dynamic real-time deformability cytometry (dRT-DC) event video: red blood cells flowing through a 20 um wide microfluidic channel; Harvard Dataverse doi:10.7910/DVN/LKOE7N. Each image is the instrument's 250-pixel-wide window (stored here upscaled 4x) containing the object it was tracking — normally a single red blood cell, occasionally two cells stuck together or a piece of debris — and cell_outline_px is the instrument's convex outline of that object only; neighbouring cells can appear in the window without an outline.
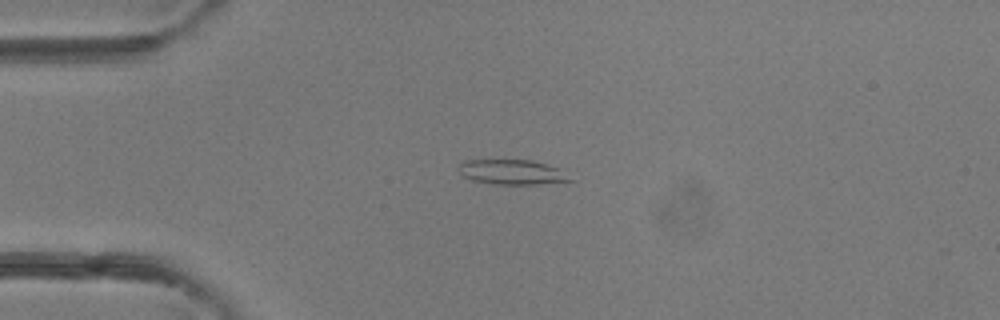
{"species": "common noctule bat (a hibernating species)", "species_latin": "Nyctalus noctula", "temperature_condition": "room temperature", "stored_images_in_passage": 4, "camera_frame_rate_fps": 3000, "um_per_image_px": 0.085, "animal": {"sex": "female"}, "frame": {"image": 1, "passage_image": 3, "time_ms": 2.333, "image_size_px": [1000, 320], "cell_outline_px": [[576, 180], [536, 184], [492, 184], [472, 180], [464, 176], [456, 168], [460, 164], [468, 160], [532, 160], [556, 168]], "centroid_in_image_um": [43.48, 14.63], "position_along_channel_um": 41.5, "area_um2": 15.9}}